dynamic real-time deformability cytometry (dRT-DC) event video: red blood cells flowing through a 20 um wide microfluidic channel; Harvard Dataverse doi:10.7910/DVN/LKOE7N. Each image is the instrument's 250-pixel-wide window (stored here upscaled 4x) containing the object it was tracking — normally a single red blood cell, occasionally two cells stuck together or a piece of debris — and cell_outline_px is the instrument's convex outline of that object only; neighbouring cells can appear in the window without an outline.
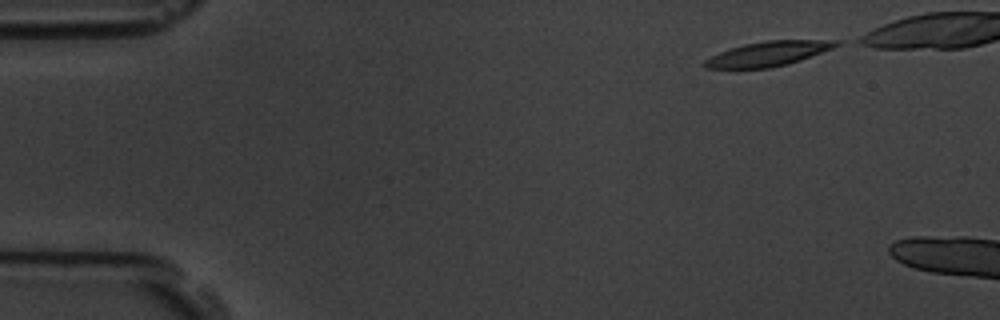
{"species": "common noctule bat (a hibernating species)", "species_latin": "Nyctalus noctula", "temperature_condition": "room temperature", "stored_images_in_passage": 7, "camera_frame_rate_fps": 3000, "um_per_image_px": 0.085, "animal": {"sex": "male", "body_mass_g": 19.5, "forearm_length_mm": 54.6}, "frame": {"image": 1, "passage_image": 1, "time_ms": 0.0, "image_size_px": [1000, 320], "cell_outline_px": [[844, 40], [840, 44], [832, 48], [800, 60], [788, 64], [772, 68], [704, 68], [700, 64], [704, 60], [720, 52], [744, 44], [764, 40]], "centroid_in_image_um": [65.29, 4.57], "position_along_channel_um": 19.7, "area_um2": 18.9}}